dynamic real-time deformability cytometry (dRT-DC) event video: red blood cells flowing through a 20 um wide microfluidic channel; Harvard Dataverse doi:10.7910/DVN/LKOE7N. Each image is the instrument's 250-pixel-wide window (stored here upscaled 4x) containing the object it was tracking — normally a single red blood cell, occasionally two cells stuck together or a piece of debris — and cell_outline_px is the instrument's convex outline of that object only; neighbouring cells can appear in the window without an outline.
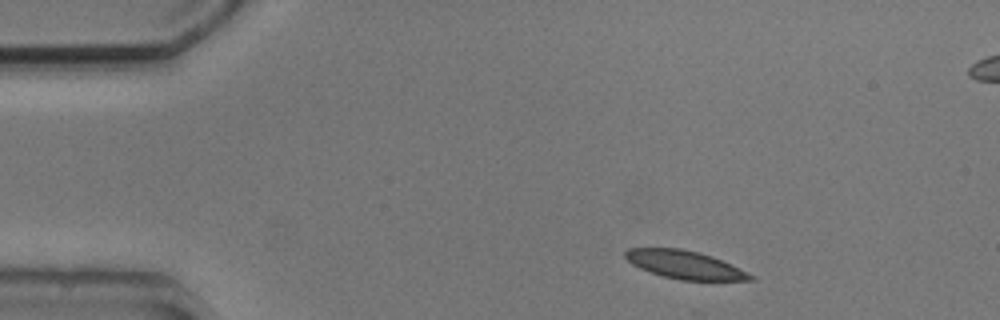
{"species": "common noctule bat (a hibernating species)", "species_latin": "Nyctalus noctula", "temperature_condition": "cold", "stored_images_in_passage": 4, "camera_frame_rate_fps": 3000, "um_per_image_px": 0.085, "animal": {"sex": "male", "body_mass_g": 20.5, "forearm_length_mm": 52.5}, "frame": {"image": 1, "passage_image": 1, "time_ms": 0.0, "image_size_px": [1000, 320], "cell_outline_px": [[756, 280], [680, 280], [664, 276], [640, 268], [632, 264], [624, 256], [624, 252], [628, 248], [680, 248], [700, 252], [712, 256], [756, 276]], "centroid_in_image_um": [58.21, 22.49], "position_along_channel_um": 26.8, "area_um2": 20.35}}